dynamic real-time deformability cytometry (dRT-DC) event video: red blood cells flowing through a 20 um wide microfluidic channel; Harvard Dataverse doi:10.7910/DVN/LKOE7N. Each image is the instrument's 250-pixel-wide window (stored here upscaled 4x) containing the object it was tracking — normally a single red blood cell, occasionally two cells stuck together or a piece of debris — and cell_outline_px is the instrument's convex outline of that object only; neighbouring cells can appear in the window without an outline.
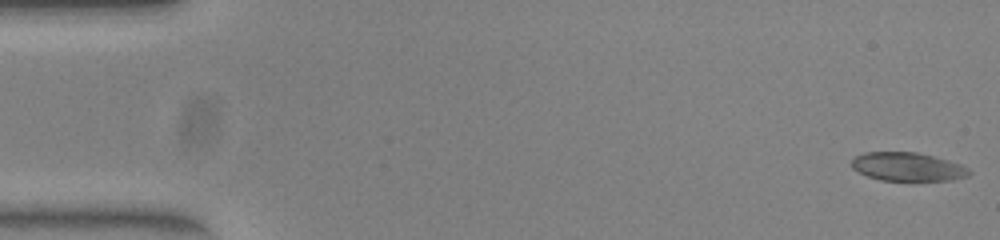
{"species": "common noctule bat (a hibernating species)", "species_latin": "Nyctalus noctula", "temperature_condition": "warm", "stored_images_in_passage": 52, "camera_frame_rate_fps": 3000, "um_per_image_px": 0.085, "animal": {"sex": "female", "body_mass_g": 23.0, "forearm_length_mm": 53.4}, "frame": {"image": 1, "passage_image": 1, "time_ms": 0.0, "image_size_px": [1000, 240], "cell_outline_px": [[956, 176], [940, 180], [884, 180], [868, 176], [860, 172], [852, 164], [852, 160], [856, 156], [868, 152], [912, 152], [928, 156], [940, 160], [948, 164], [956, 172]], "centroid_in_image_um": [76.7, 14.15], "position_along_channel_um": 8.3, "area_um2": 16.94}}
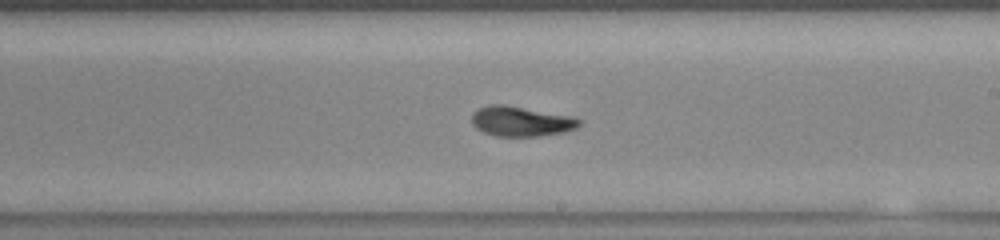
{"frame": {"image": 2, "passage_image": 30, "time_ms": 9.667, "image_size_px": [1000, 240], "cell_outline_px": [[580, 124], [572, 128], [560, 132], [532, 136], [500, 136], [488, 132], [472, 124], [472, 116], [480, 108], [520, 108], [580, 120]], "centroid_in_image_um": [44.26, 10.38], "position_along_channel_um": 244.7, "area_um2": 16.42}}
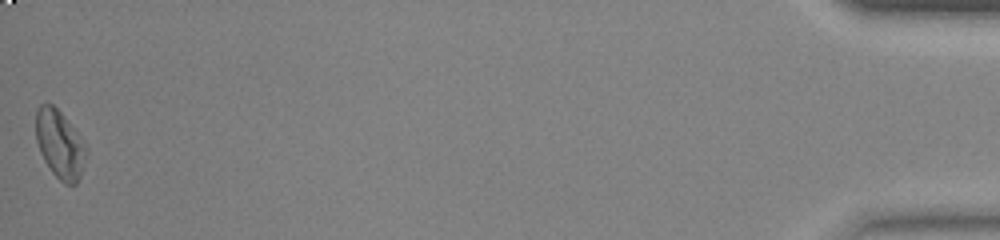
{"frame": {"image": 3, "passage_image": 52, "time_ms": 17.0, "image_size_px": [1000, 240], "cell_outline_px": [[80, 176], [76, 184], [64, 184], [52, 172], [44, 160], [36, 140], [36, 112], [40, 104], [52, 104], [60, 112], [68, 124], [76, 144], [80, 172]], "centroid_in_image_um": [4.86, 12.25], "position_along_channel_um": 430.3, "area_um2": 17.34}, "authors_computed_cell_mechanics": {"area_um2": 17.3111, "velocity_mm_per_s": 3.9137, "shape_relaxation_time_tau1_ms": null, "shape_relaxation_time_tau2_ms": 5.8752, "deformation_change_tau1": null, "deformation_change_tau2": 0.1251}}